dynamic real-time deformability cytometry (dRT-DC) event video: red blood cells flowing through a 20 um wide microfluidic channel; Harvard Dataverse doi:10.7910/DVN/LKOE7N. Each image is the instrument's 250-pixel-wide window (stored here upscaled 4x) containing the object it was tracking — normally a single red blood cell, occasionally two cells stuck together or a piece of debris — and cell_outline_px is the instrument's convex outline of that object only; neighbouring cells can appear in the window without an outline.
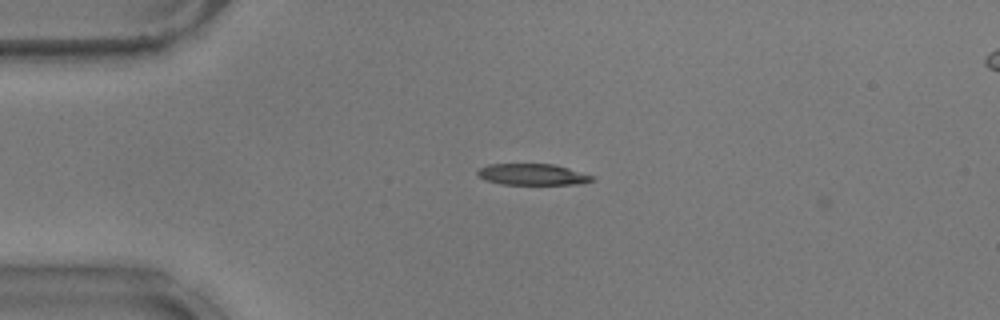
{"species": "common noctule bat (a hibernating species)", "species_latin": "Nyctalus noctula", "temperature_condition": "warm", "stored_images_in_passage": 9, "camera_frame_rate_fps": 3000, "um_per_image_px": 0.085, "animal": {"sex": "male", "body_mass_g": 17.9}, "frame": {"image": 1, "passage_image": 8, "time_ms": 2.333, "image_size_px": [1000, 320], "cell_outline_px": [[596, 180], [584, 184], [500, 184], [484, 180], [476, 172], [480, 168], [488, 164], [552, 164], [568, 168], [592, 176]], "centroid_in_image_um": [45.26, 14.83], "position_along_channel_um": 39.7, "area_um2": 14.16}}